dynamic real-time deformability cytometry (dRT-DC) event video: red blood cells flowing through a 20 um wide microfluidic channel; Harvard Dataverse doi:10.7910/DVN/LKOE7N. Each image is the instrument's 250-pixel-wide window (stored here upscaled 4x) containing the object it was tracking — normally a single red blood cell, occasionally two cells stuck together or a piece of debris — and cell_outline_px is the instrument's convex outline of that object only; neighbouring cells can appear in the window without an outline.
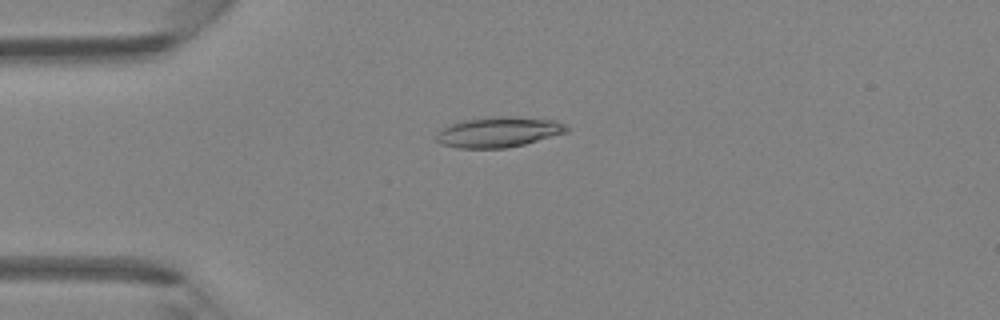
{"species": "Egyptian fruit bat (a non-hibernating species)", "species_latin": "Rousettus aegyptiacus", "temperature_condition": "room temperature", "stored_images_in_passage": 2, "camera_frame_rate_fps": 3000, "um_per_image_px": 0.085, "animal": {"sex": "female"}, "frame": {"image": 1, "passage_image": 2, "time_ms": 0.333, "image_size_px": [1000, 320], "cell_outline_px": [[572, 128], [568, 132], [524, 144], [508, 148], [460, 148], [440, 144], [436, 140], [436, 132], [440, 128], [464, 120], [496, 116], [508, 116], [556, 120]], "centroid_in_image_um": [42.39, 11.22], "position_along_channel_um": 42.6, "area_um2": 23.18}}